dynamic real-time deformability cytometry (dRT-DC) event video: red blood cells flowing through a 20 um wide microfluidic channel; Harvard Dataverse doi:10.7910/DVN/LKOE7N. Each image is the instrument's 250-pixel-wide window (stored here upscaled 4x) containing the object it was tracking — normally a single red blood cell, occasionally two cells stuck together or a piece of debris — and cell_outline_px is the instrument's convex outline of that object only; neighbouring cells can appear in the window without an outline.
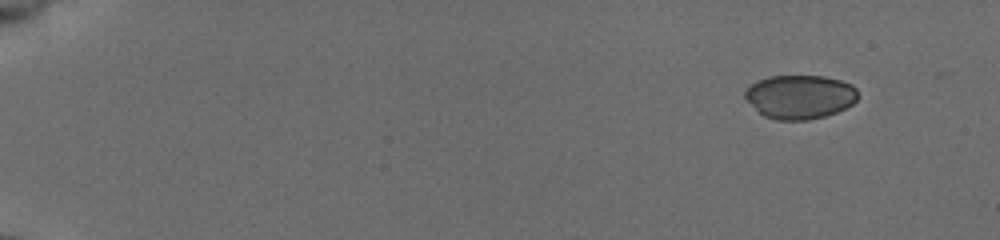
{"species": "common noctule bat (a hibernating species)", "species_latin": "Nyctalus noctula", "temperature_condition": "cold", "stored_images_in_passage": 48, "camera_frame_rate_fps": 3000, "um_per_image_px": 0.085, "animal": {"sex": "female", "body_mass_g": 19.5, "forearm_length_mm": 54.1}, "frame": {"image": 1, "passage_image": 1, "time_ms": 0.0, "image_size_px": [1000, 240], "cell_outline_px": [[860, 96], [852, 104], [836, 112], [824, 116], [808, 120], [776, 120], [764, 116], [744, 96], [744, 92], [752, 84], [768, 76], [824, 76], [840, 80], [852, 84], [856, 88]], "centroid_in_image_um": [68.03, 8.22], "position_along_channel_um": 17.0, "area_um2": 28.73}}
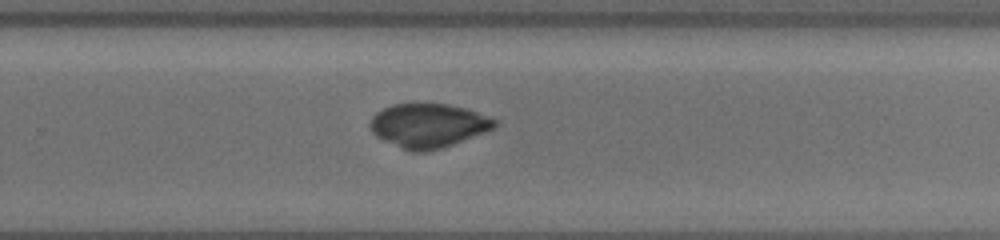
{"frame": {"image": 2, "passage_image": 34, "time_ms": 11.0, "image_size_px": [1000, 240], "cell_outline_px": [[500, 120], [492, 128], [484, 132], [452, 144], [440, 148], [424, 152], [412, 152], [384, 140], [376, 136], [372, 132], [368, 124], [372, 116], [376, 112], [392, 104], [448, 104], [464, 108]], "centroid_in_image_um": [36.37, 10.66], "position_along_channel_um": 293.4, "area_um2": 31.62}}
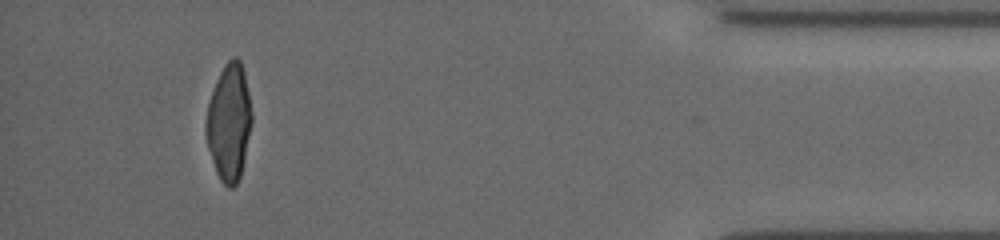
{"frame": {"image": 3, "passage_image": 47, "time_ms": 15.333, "image_size_px": [1000, 240], "cell_outline_px": [[252, 120], [244, 160], [240, 176], [236, 184], [232, 188], [228, 188], [220, 180], [216, 172], [208, 148], [204, 132], [204, 124], [208, 104], [216, 80], [224, 64], [232, 56], [236, 56], [240, 60], [244, 72], [252, 112]], "centroid_in_image_um": [19.45, 10.39], "position_along_channel_um": 415.7, "area_um2": 31.21}}